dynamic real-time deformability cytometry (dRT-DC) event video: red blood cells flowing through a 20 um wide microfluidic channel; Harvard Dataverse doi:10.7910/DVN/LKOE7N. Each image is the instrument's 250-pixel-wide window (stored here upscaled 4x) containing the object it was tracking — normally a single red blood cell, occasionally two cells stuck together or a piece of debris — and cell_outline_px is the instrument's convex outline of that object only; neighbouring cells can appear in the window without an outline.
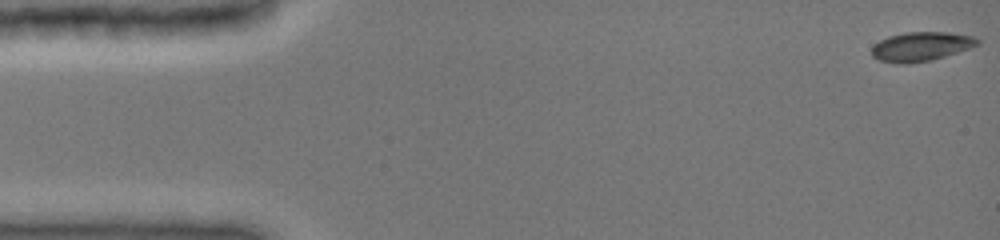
{"species": "common noctule bat (a hibernating species)", "species_latin": "Nyctalus noctula", "temperature_condition": "cold", "stored_images_in_passage": 48, "camera_frame_rate_fps": 3000, "um_per_image_px": 0.085, "animal": {"sex": "female", "body_mass_g": 19.0, "forearm_length_mm": 51.5}, "frame": {"image": 1, "passage_image": 1, "time_ms": 0.0, "image_size_px": [1000, 240], "cell_outline_px": [[980, 44], [932, 60], [908, 64], [896, 64], [880, 60], [872, 56], [872, 48], [880, 40], [888, 36], [904, 32], [948, 32], [972, 36], [980, 40]], "centroid_in_image_um": [78.27, 3.95], "position_along_channel_um": 6.7, "area_um2": 17.92}}
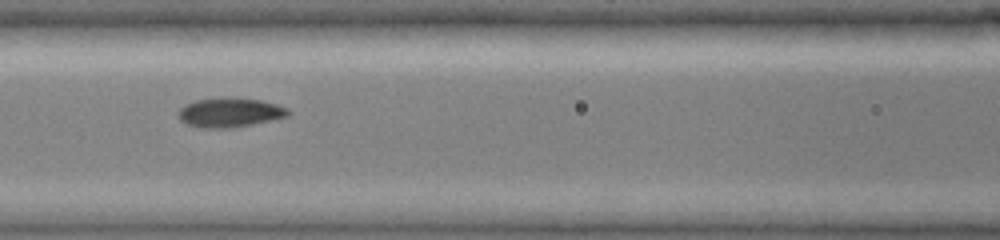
{"frame": {"image": 2, "passage_image": 21, "time_ms": 6.667, "image_size_px": [1000, 240], "cell_outline_px": [[292, 112], [288, 116], [252, 124], [228, 128], [204, 128], [188, 124], [180, 120], [180, 108], [196, 100], [220, 96], [224, 96], [260, 100], [276, 104], [288, 108]], "centroid_in_image_um": [19.57, 9.54], "position_along_channel_um": 147.0, "area_um2": 18.73}}
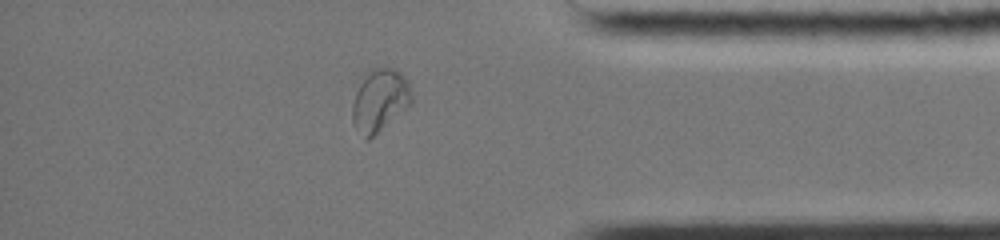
{"frame": {"image": 3, "passage_image": 41, "time_ms": 13.333, "image_size_px": [1000, 240], "cell_outline_px": [[412, 104], [368, 140], [364, 140], [352, 124], [352, 104], [356, 92], [364, 72], [372, 68], [392, 68], [400, 72], [408, 80], [412, 92]], "centroid_in_image_um": [32.27, 8.52], "position_along_channel_um": 402.9, "area_um2": 21.91}, "authors_computed_cell_mechanics": {"area_um2": 18.1203, "velocity_mm_per_s": 3.987, "shape_relaxation_time_tau1_ms": 3.8512, "shape_relaxation_time_tau2_ms": 1.5685, "deformation_change_tau1": 0.1411, "deformation_change_tau2": 0.0301}}